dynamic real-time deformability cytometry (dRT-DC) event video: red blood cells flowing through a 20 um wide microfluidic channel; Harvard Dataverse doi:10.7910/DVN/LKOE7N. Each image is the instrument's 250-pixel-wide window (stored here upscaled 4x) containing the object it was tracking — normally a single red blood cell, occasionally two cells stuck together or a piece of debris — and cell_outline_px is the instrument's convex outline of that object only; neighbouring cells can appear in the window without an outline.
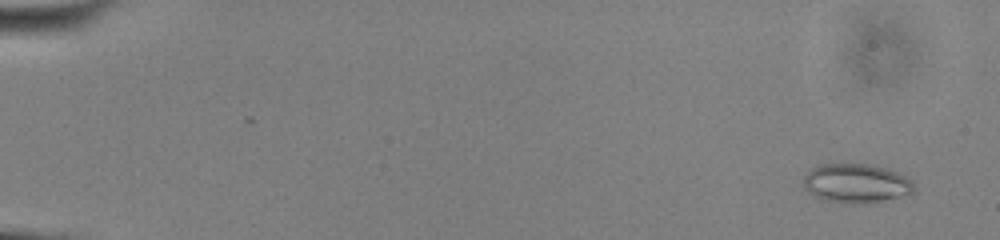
{"species": "common noctule bat (a hibernating species)", "species_latin": "Nyctalus noctula", "temperature_condition": "cold", "stored_images_in_passage": 54, "camera_frame_rate_fps": 3000, "um_per_image_px": 0.085, "animal": {"sex": "male", "body_mass_g": 13.0, "forearm_length_mm": 53.1}, "frame": {"image": 1, "passage_image": 3, "time_ms": 0.667, "image_size_px": [1000, 240], "cell_outline_px": [[916, 188], [912, 192], [880, 200], [860, 204], [852, 204], [820, 200], [804, 188], [804, 176], [816, 164], [868, 164], [888, 168], [912, 180]], "centroid_in_image_um": [72.73, 15.57], "position_along_channel_um": 12.3, "area_um2": 25.09}}
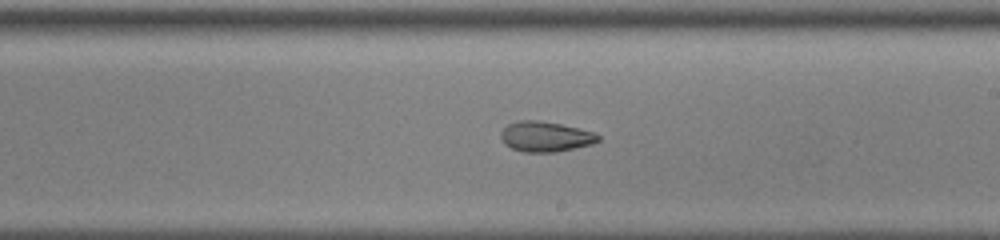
{"frame": {"image": 2, "passage_image": 33, "time_ms": 10.667, "image_size_px": [1000, 240], "cell_outline_px": [[600, 140], [592, 144], [556, 152], [524, 152], [512, 148], [504, 144], [500, 136], [500, 132], [508, 124], [520, 120], [540, 120], [560, 124], [592, 132], [600, 136]], "centroid_in_image_um": [46.33, 11.61], "position_along_channel_um": 242.7, "area_um2": 17.05}}
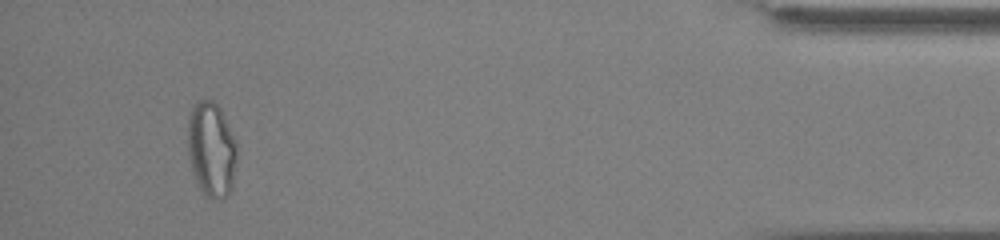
{"frame": {"image": 3, "passage_image": 51, "time_ms": 16.667, "image_size_px": [1000, 240], "cell_outline_px": [[236, 156], [232, 188], [228, 196], [220, 200], [212, 200], [204, 196], [192, 172], [188, 156], [188, 116], [192, 104], [200, 100], [212, 100], [220, 108], [224, 116], [236, 144]], "centroid_in_image_um": [17.94, 12.73], "position_along_channel_um": 417.3, "area_um2": 27.4}, "authors_computed_cell_mechanics": {"area_um2": 21.6461, "velocity_mm_per_s": 3.8965, "shape_relaxation_time_tau1_ms": null, "shape_relaxation_time_tau2_ms": 4.498, "deformation_change_tau1": null, "deformation_change_tau2": 0.1108}}